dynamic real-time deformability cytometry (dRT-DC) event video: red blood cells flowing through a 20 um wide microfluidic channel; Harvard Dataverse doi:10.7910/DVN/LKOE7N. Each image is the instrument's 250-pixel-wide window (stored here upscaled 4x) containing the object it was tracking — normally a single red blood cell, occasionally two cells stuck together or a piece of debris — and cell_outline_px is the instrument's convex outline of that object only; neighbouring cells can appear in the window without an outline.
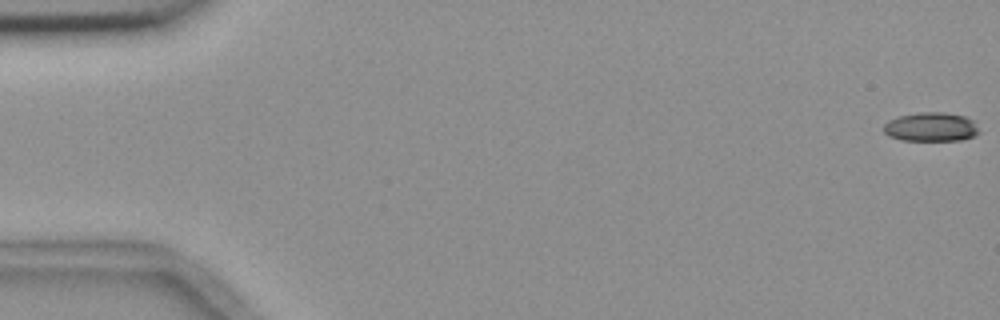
{"species": "common noctule bat (a hibernating species)", "species_latin": "Nyctalus noctula", "temperature_condition": "room temperature", "stored_images_in_passage": 6, "camera_frame_rate_fps": 3000, "um_per_image_px": 0.085, "animal": {"sex": "female", "body_mass_g": 18.4}, "frame": {"image": 1, "passage_image": 1, "time_ms": 0.0, "image_size_px": [1000, 320], "cell_outline_px": [[980, 132], [972, 136], [960, 140], [900, 140], [888, 136], [884, 132], [884, 124], [888, 120], [900, 116], [916, 112], [944, 112], [964, 116], [972, 120]], "centroid_in_image_um": [79.1, 10.78], "position_along_channel_um": 5.9, "area_um2": 16.07}}
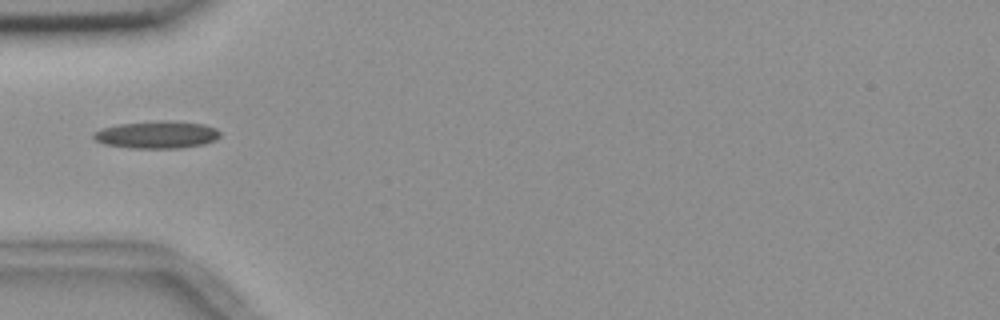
{"frame": {"image": 2, "passage_image": 6, "time_ms": 6.0, "image_size_px": [1000, 320], "cell_outline_px": [[220, 136], [216, 140], [204, 144], [180, 148], [132, 148], [104, 144], [96, 140], [92, 136], [92, 132], [100, 128], [120, 124], [164, 120], [204, 124], [216, 128], [220, 132]], "centroid_in_image_um": [13.33, 11.45], "position_along_channel_um": 71.7, "area_um2": 20.23}}